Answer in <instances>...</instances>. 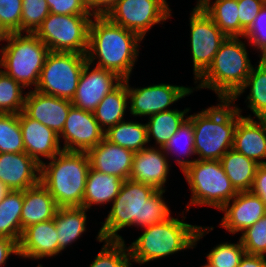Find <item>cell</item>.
Segmentation results:
<instances>
[{"mask_svg": "<svg viewBox=\"0 0 266 267\" xmlns=\"http://www.w3.org/2000/svg\"><path fill=\"white\" fill-rule=\"evenodd\" d=\"M190 192L184 210L210 207L220 210L238 193L219 160H195L183 173ZM204 206V207H203Z\"/></svg>", "mask_w": 266, "mask_h": 267, "instance_id": "ba28073f", "label": "cell"}, {"mask_svg": "<svg viewBox=\"0 0 266 267\" xmlns=\"http://www.w3.org/2000/svg\"><path fill=\"white\" fill-rule=\"evenodd\" d=\"M123 81L112 71L97 67L88 61L79 79L72 105L94 112L100 101Z\"/></svg>", "mask_w": 266, "mask_h": 267, "instance_id": "9a60e30c", "label": "cell"}, {"mask_svg": "<svg viewBox=\"0 0 266 267\" xmlns=\"http://www.w3.org/2000/svg\"><path fill=\"white\" fill-rule=\"evenodd\" d=\"M204 263V264H203ZM203 263H201L200 265H198V266H200V267H213V266H211L207 261L205 262H203Z\"/></svg>", "mask_w": 266, "mask_h": 267, "instance_id": "816d5d0a", "label": "cell"}, {"mask_svg": "<svg viewBox=\"0 0 266 267\" xmlns=\"http://www.w3.org/2000/svg\"><path fill=\"white\" fill-rule=\"evenodd\" d=\"M35 267H44V265H43L42 263H39V264H37V266H35Z\"/></svg>", "mask_w": 266, "mask_h": 267, "instance_id": "f5cc1de1", "label": "cell"}, {"mask_svg": "<svg viewBox=\"0 0 266 267\" xmlns=\"http://www.w3.org/2000/svg\"><path fill=\"white\" fill-rule=\"evenodd\" d=\"M22 207L23 191L10 190L0 202V237L10 238L18 244L23 233Z\"/></svg>", "mask_w": 266, "mask_h": 267, "instance_id": "836d02e7", "label": "cell"}, {"mask_svg": "<svg viewBox=\"0 0 266 267\" xmlns=\"http://www.w3.org/2000/svg\"><path fill=\"white\" fill-rule=\"evenodd\" d=\"M118 0H84L93 16H105Z\"/></svg>", "mask_w": 266, "mask_h": 267, "instance_id": "7dc6e473", "label": "cell"}, {"mask_svg": "<svg viewBox=\"0 0 266 267\" xmlns=\"http://www.w3.org/2000/svg\"><path fill=\"white\" fill-rule=\"evenodd\" d=\"M41 166L26 152L0 153V181L10 190L24 191L40 183Z\"/></svg>", "mask_w": 266, "mask_h": 267, "instance_id": "44dd1931", "label": "cell"}, {"mask_svg": "<svg viewBox=\"0 0 266 267\" xmlns=\"http://www.w3.org/2000/svg\"><path fill=\"white\" fill-rule=\"evenodd\" d=\"M104 138L133 152L149 146L146 122L138 118H127L108 128L104 133Z\"/></svg>", "mask_w": 266, "mask_h": 267, "instance_id": "4dcf8cb0", "label": "cell"}, {"mask_svg": "<svg viewBox=\"0 0 266 267\" xmlns=\"http://www.w3.org/2000/svg\"><path fill=\"white\" fill-rule=\"evenodd\" d=\"M189 48L193 83L209 68L221 43L227 38L198 3L189 11Z\"/></svg>", "mask_w": 266, "mask_h": 267, "instance_id": "7c38bea8", "label": "cell"}, {"mask_svg": "<svg viewBox=\"0 0 266 267\" xmlns=\"http://www.w3.org/2000/svg\"><path fill=\"white\" fill-rule=\"evenodd\" d=\"M250 191L258 195L266 205V164L258 165Z\"/></svg>", "mask_w": 266, "mask_h": 267, "instance_id": "bcb514c9", "label": "cell"}, {"mask_svg": "<svg viewBox=\"0 0 266 267\" xmlns=\"http://www.w3.org/2000/svg\"><path fill=\"white\" fill-rule=\"evenodd\" d=\"M239 235L238 238L247 254L266 257V215Z\"/></svg>", "mask_w": 266, "mask_h": 267, "instance_id": "ab89813d", "label": "cell"}, {"mask_svg": "<svg viewBox=\"0 0 266 267\" xmlns=\"http://www.w3.org/2000/svg\"><path fill=\"white\" fill-rule=\"evenodd\" d=\"M181 211H175L176 216L165 221L141 228L135 240L126 242L133 266L137 264L143 267L150 262L164 261L168 257L172 259L170 257L173 255H177V258L181 252L184 256V252L196 249L204 237L215 229L213 225L188 223L186 215L189 212L184 209Z\"/></svg>", "mask_w": 266, "mask_h": 267, "instance_id": "7a4b0ae2", "label": "cell"}, {"mask_svg": "<svg viewBox=\"0 0 266 267\" xmlns=\"http://www.w3.org/2000/svg\"><path fill=\"white\" fill-rule=\"evenodd\" d=\"M93 113L104 131L129 118V96L126 82L123 80L110 91L100 101Z\"/></svg>", "mask_w": 266, "mask_h": 267, "instance_id": "f1b7e54d", "label": "cell"}, {"mask_svg": "<svg viewBox=\"0 0 266 267\" xmlns=\"http://www.w3.org/2000/svg\"><path fill=\"white\" fill-rule=\"evenodd\" d=\"M167 192L169 190H157L155 187L126 179L120 188L119 194L111 203L104 221L95 222L99 224L98 232L95 236L97 243L102 240L125 241L121 233L125 229L137 228V230L165 221L171 217L172 209ZM167 197V198H166ZM167 200V201H166ZM98 223V224H97Z\"/></svg>", "mask_w": 266, "mask_h": 267, "instance_id": "6da1fadb", "label": "cell"}, {"mask_svg": "<svg viewBox=\"0 0 266 267\" xmlns=\"http://www.w3.org/2000/svg\"><path fill=\"white\" fill-rule=\"evenodd\" d=\"M72 106L71 100L42 94L36 90H28L23 112L59 135Z\"/></svg>", "mask_w": 266, "mask_h": 267, "instance_id": "ffe728a7", "label": "cell"}, {"mask_svg": "<svg viewBox=\"0 0 266 267\" xmlns=\"http://www.w3.org/2000/svg\"><path fill=\"white\" fill-rule=\"evenodd\" d=\"M104 133L93 112L72 106L58 136L63 150L87 152L104 139Z\"/></svg>", "mask_w": 266, "mask_h": 267, "instance_id": "5bb4252c", "label": "cell"}, {"mask_svg": "<svg viewBox=\"0 0 266 267\" xmlns=\"http://www.w3.org/2000/svg\"><path fill=\"white\" fill-rule=\"evenodd\" d=\"M49 14L46 0H22L21 33H35Z\"/></svg>", "mask_w": 266, "mask_h": 267, "instance_id": "f35d334b", "label": "cell"}, {"mask_svg": "<svg viewBox=\"0 0 266 267\" xmlns=\"http://www.w3.org/2000/svg\"><path fill=\"white\" fill-rule=\"evenodd\" d=\"M244 38L252 47L256 57L266 55V3L259 11L251 27L245 32Z\"/></svg>", "mask_w": 266, "mask_h": 267, "instance_id": "60d3db41", "label": "cell"}, {"mask_svg": "<svg viewBox=\"0 0 266 267\" xmlns=\"http://www.w3.org/2000/svg\"><path fill=\"white\" fill-rule=\"evenodd\" d=\"M90 168L104 174L129 179L132 171L134 152L113 144L105 138L87 152Z\"/></svg>", "mask_w": 266, "mask_h": 267, "instance_id": "603a6c76", "label": "cell"}, {"mask_svg": "<svg viewBox=\"0 0 266 267\" xmlns=\"http://www.w3.org/2000/svg\"><path fill=\"white\" fill-rule=\"evenodd\" d=\"M132 78L125 79L129 96V115L131 118L146 120L147 117L162 111L176 108L179 102L195 93L193 86H184L162 81L150 85L130 84ZM171 83V84H170ZM134 85V86H133ZM146 85V86H145ZM178 103V104H176ZM176 106H175V105ZM174 105V106H173Z\"/></svg>", "mask_w": 266, "mask_h": 267, "instance_id": "4fadbf2b", "label": "cell"}, {"mask_svg": "<svg viewBox=\"0 0 266 267\" xmlns=\"http://www.w3.org/2000/svg\"><path fill=\"white\" fill-rule=\"evenodd\" d=\"M25 152L19 114L0 113V153Z\"/></svg>", "mask_w": 266, "mask_h": 267, "instance_id": "74e56055", "label": "cell"}, {"mask_svg": "<svg viewBox=\"0 0 266 267\" xmlns=\"http://www.w3.org/2000/svg\"><path fill=\"white\" fill-rule=\"evenodd\" d=\"M220 241L210 248L207 253H204L205 260L213 267H238L245 249L241 244L239 238L236 242Z\"/></svg>", "mask_w": 266, "mask_h": 267, "instance_id": "8d00e7d4", "label": "cell"}, {"mask_svg": "<svg viewBox=\"0 0 266 267\" xmlns=\"http://www.w3.org/2000/svg\"><path fill=\"white\" fill-rule=\"evenodd\" d=\"M144 40L135 32L93 16L89 26L87 61L117 74L123 80L134 75Z\"/></svg>", "mask_w": 266, "mask_h": 267, "instance_id": "3957f363", "label": "cell"}, {"mask_svg": "<svg viewBox=\"0 0 266 267\" xmlns=\"http://www.w3.org/2000/svg\"><path fill=\"white\" fill-rule=\"evenodd\" d=\"M50 13L60 15H92L84 0H46Z\"/></svg>", "mask_w": 266, "mask_h": 267, "instance_id": "7bdbcfd3", "label": "cell"}, {"mask_svg": "<svg viewBox=\"0 0 266 267\" xmlns=\"http://www.w3.org/2000/svg\"><path fill=\"white\" fill-rule=\"evenodd\" d=\"M6 37H7V33L0 26V49L2 48L3 44L5 43Z\"/></svg>", "mask_w": 266, "mask_h": 267, "instance_id": "f907efd6", "label": "cell"}, {"mask_svg": "<svg viewBox=\"0 0 266 267\" xmlns=\"http://www.w3.org/2000/svg\"><path fill=\"white\" fill-rule=\"evenodd\" d=\"M22 0H0V26L9 33L21 32Z\"/></svg>", "mask_w": 266, "mask_h": 267, "instance_id": "b9f144b4", "label": "cell"}, {"mask_svg": "<svg viewBox=\"0 0 266 267\" xmlns=\"http://www.w3.org/2000/svg\"><path fill=\"white\" fill-rule=\"evenodd\" d=\"M173 172L169 158L162 147L148 146L134 152L129 179L153 186L157 190H167Z\"/></svg>", "mask_w": 266, "mask_h": 267, "instance_id": "e0dca14e", "label": "cell"}, {"mask_svg": "<svg viewBox=\"0 0 266 267\" xmlns=\"http://www.w3.org/2000/svg\"><path fill=\"white\" fill-rule=\"evenodd\" d=\"M54 219L39 222L23 230L19 242V257L22 261L49 260L58 257L59 246ZM39 261V262H38Z\"/></svg>", "mask_w": 266, "mask_h": 267, "instance_id": "ac0fdd59", "label": "cell"}, {"mask_svg": "<svg viewBox=\"0 0 266 267\" xmlns=\"http://www.w3.org/2000/svg\"><path fill=\"white\" fill-rule=\"evenodd\" d=\"M162 149L171 166L175 163L182 173L196 160L193 123L188 117Z\"/></svg>", "mask_w": 266, "mask_h": 267, "instance_id": "83f0119b", "label": "cell"}, {"mask_svg": "<svg viewBox=\"0 0 266 267\" xmlns=\"http://www.w3.org/2000/svg\"><path fill=\"white\" fill-rule=\"evenodd\" d=\"M241 97L246 105L243 109L240 107L241 104H238ZM230 101L243 117L266 119V63L261 58H257L244 85ZM248 110L251 113L243 114Z\"/></svg>", "mask_w": 266, "mask_h": 267, "instance_id": "7402d4cb", "label": "cell"}, {"mask_svg": "<svg viewBox=\"0 0 266 267\" xmlns=\"http://www.w3.org/2000/svg\"><path fill=\"white\" fill-rule=\"evenodd\" d=\"M238 267H266V257L245 253Z\"/></svg>", "mask_w": 266, "mask_h": 267, "instance_id": "c3c4849f", "label": "cell"}, {"mask_svg": "<svg viewBox=\"0 0 266 267\" xmlns=\"http://www.w3.org/2000/svg\"><path fill=\"white\" fill-rule=\"evenodd\" d=\"M170 5L168 0H118L105 16L146 40L155 25L165 29L164 23L172 21L174 14Z\"/></svg>", "mask_w": 266, "mask_h": 267, "instance_id": "8fae6325", "label": "cell"}, {"mask_svg": "<svg viewBox=\"0 0 266 267\" xmlns=\"http://www.w3.org/2000/svg\"><path fill=\"white\" fill-rule=\"evenodd\" d=\"M12 256L20 258L18 243L10 238L0 237V267H6Z\"/></svg>", "mask_w": 266, "mask_h": 267, "instance_id": "f6af8a7d", "label": "cell"}, {"mask_svg": "<svg viewBox=\"0 0 266 267\" xmlns=\"http://www.w3.org/2000/svg\"><path fill=\"white\" fill-rule=\"evenodd\" d=\"M10 191V189L0 181V202L5 197V195Z\"/></svg>", "mask_w": 266, "mask_h": 267, "instance_id": "681fc988", "label": "cell"}, {"mask_svg": "<svg viewBox=\"0 0 266 267\" xmlns=\"http://www.w3.org/2000/svg\"><path fill=\"white\" fill-rule=\"evenodd\" d=\"M220 212L223 215L217 226L234 237L266 215V205L251 191H240L218 211Z\"/></svg>", "mask_w": 266, "mask_h": 267, "instance_id": "2e32d148", "label": "cell"}, {"mask_svg": "<svg viewBox=\"0 0 266 267\" xmlns=\"http://www.w3.org/2000/svg\"><path fill=\"white\" fill-rule=\"evenodd\" d=\"M19 124L25 152L40 166L63 150L56 132L31 119L23 111L19 113Z\"/></svg>", "mask_w": 266, "mask_h": 267, "instance_id": "d6986e66", "label": "cell"}, {"mask_svg": "<svg viewBox=\"0 0 266 267\" xmlns=\"http://www.w3.org/2000/svg\"><path fill=\"white\" fill-rule=\"evenodd\" d=\"M89 168L86 152L62 150L41 165L40 182L58 207H82Z\"/></svg>", "mask_w": 266, "mask_h": 267, "instance_id": "8992f818", "label": "cell"}, {"mask_svg": "<svg viewBox=\"0 0 266 267\" xmlns=\"http://www.w3.org/2000/svg\"><path fill=\"white\" fill-rule=\"evenodd\" d=\"M233 149L259 165L266 164V119L242 117L235 129Z\"/></svg>", "mask_w": 266, "mask_h": 267, "instance_id": "cb8c5ba5", "label": "cell"}, {"mask_svg": "<svg viewBox=\"0 0 266 267\" xmlns=\"http://www.w3.org/2000/svg\"><path fill=\"white\" fill-rule=\"evenodd\" d=\"M219 161L238 192L251 190L258 163L233 148L228 150Z\"/></svg>", "mask_w": 266, "mask_h": 267, "instance_id": "d6a6232c", "label": "cell"}, {"mask_svg": "<svg viewBox=\"0 0 266 267\" xmlns=\"http://www.w3.org/2000/svg\"><path fill=\"white\" fill-rule=\"evenodd\" d=\"M266 63V55L261 58Z\"/></svg>", "mask_w": 266, "mask_h": 267, "instance_id": "db71d44e", "label": "cell"}, {"mask_svg": "<svg viewBox=\"0 0 266 267\" xmlns=\"http://www.w3.org/2000/svg\"><path fill=\"white\" fill-rule=\"evenodd\" d=\"M89 212L91 213L84 207H58L54 221L58 235L59 257L63 255V251L74 249L73 243H76L74 246L78 245L77 242L82 241V238L91 232L89 220L92 216Z\"/></svg>", "mask_w": 266, "mask_h": 267, "instance_id": "d4e9b609", "label": "cell"}, {"mask_svg": "<svg viewBox=\"0 0 266 267\" xmlns=\"http://www.w3.org/2000/svg\"><path fill=\"white\" fill-rule=\"evenodd\" d=\"M86 55L50 51L41 70L36 91L72 100L76 94Z\"/></svg>", "mask_w": 266, "mask_h": 267, "instance_id": "30bf717a", "label": "cell"}, {"mask_svg": "<svg viewBox=\"0 0 266 267\" xmlns=\"http://www.w3.org/2000/svg\"><path fill=\"white\" fill-rule=\"evenodd\" d=\"M252 50L244 37H227L209 68L192 84L194 92L207 89L217 99L230 100L250 74L254 63L250 53L255 55Z\"/></svg>", "mask_w": 266, "mask_h": 267, "instance_id": "277c9868", "label": "cell"}, {"mask_svg": "<svg viewBox=\"0 0 266 267\" xmlns=\"http://www.w3.org/2000/svg\"><path fill=\"white\" fill-rule=\"evenodd\" d=\"M49 52L34 33H9L0 49V69L27 91L35 90Z\"/></svg>", "mask_w": 266, "mask_h": 267, "instance_id": "52a82bcc", "label": "cell"}, {"mask_svg": "<svg viewBox=\"0 0 266 267\" xmlns=\"http://www.w3.org/2000/svg\"><path fill=\"white\" fill-rule=\"evenodd\" d=\"M57 210L55 199L41 182L24 190L21 212L22 230L30 225L54 219Z\"/></svg>", "mask_w": 266, "mask_h": 267, "instance_id": "4316f807", "label": "cell"}, {"mask_svg": "<svg viewBox=\"0 0 266 267\" xmlns=\"http://www.w3.org/2000/svg\"><path fill=\"white\" fill-rule=\"evenodd\" d=\"M123 181L115 175L89 168L82 207L93 212L101 208L108 209L119 194Z\"/></svg>", "mask_w": 266, "mask_h": 267, "instance_id": "484cf974", "label": "cell"}, {"mask_svg": "<svg viewBox=\"0 0 266 267\" xmlns=\"http://www.w3.org/2000/svg\"><path fill=\"white\" fill-rule=\"evenodd\" d=\"M101 243L87 267H134L126 241L102 240Z\"/></svg>", "mask_w": 266, "mask_h": 267, "instance_id": "e575fe53", "label": "cell"}, {"mask_svg": "<svg viewBox=\"0 0 266 267\" xmlns=\"http://www.w3.org/2000/svg\"><path fill=\"white\" fill-rule=\"evenodd\" d=\"M265 3L266 0H237L239 23L245 31L251 27Z\"/></svg>", "mask_w": 266, "mask_h": 267, "instance_id": "ee69618b", "label": "cell"}, {"mask_svg": "<svg viewBox=\"0 0 266 267\" xmlns=\"http://www.w3.org/2000/svg\"><path fill=\"white\" fill-rule=\"evenodd\" d=\"M216 104L192 112L194 147L197 160H220L233 148L237 122L243 117L230 100L217 99Z\"/></svg>", "mask_w": 266, "mask_h": 267, "instance_id": "5b68a950", "label": "cell"}, {"mask_svg": "<svg viewBox=\"0 0 266 267\" xmlns=\"http://www.w3.org/2000/svg\"><path fill=\"white\" fill-rule=\"evenodd\" d=\"M198 4L226 37H244L246 31L239 23L237 0H200Z\"/></svg>", "mask_w": 266, "mask_h": 267, "instance_id": "1f68e13d", "label": "cell"}, {"mask_svg": "<svg viewBox=\"0 0 266 267\" xmlns=\"http://www.w3.org/2000/svg\"><path fill=\"white\" fill-rule=\"evenodd\" d=\"M190 107H176L147 117L148 142L151 147H163L188 117ZM151 142V143H150Z\"/></svg>", "mask_w": 266, "mask_h": 267, "instance_id": "f546056e", "label": "cell"}, {"mask_svg": "<svg viewBox=\"0 0 266 267\" xmlns=\"http://www.w3.org/2000/svg\"><path fill=\"white\" fill-rule=\"evenodd\" d=\"M26 89L0 69V113L19 114L24 109Z\"/></svg>", "mask_w": 266, "mask_h": 267, "instance_id": "d590c367", "label": "cell"}, {"mask_svg": "<svg viewBox=\"0 0 266 267\" xmlns=\"http://www.w3.org/2000/svg\"><path fill=\"white\" fill-rule=\"evenodd\" d=\"M92 18L93 15L50 13L34 34L50 51L86 55Z\"/></svg>", "mask_w": 266, "mask_h": 267, "instance_id": "9c48e42d", "label": "cell"}]
</instances>
